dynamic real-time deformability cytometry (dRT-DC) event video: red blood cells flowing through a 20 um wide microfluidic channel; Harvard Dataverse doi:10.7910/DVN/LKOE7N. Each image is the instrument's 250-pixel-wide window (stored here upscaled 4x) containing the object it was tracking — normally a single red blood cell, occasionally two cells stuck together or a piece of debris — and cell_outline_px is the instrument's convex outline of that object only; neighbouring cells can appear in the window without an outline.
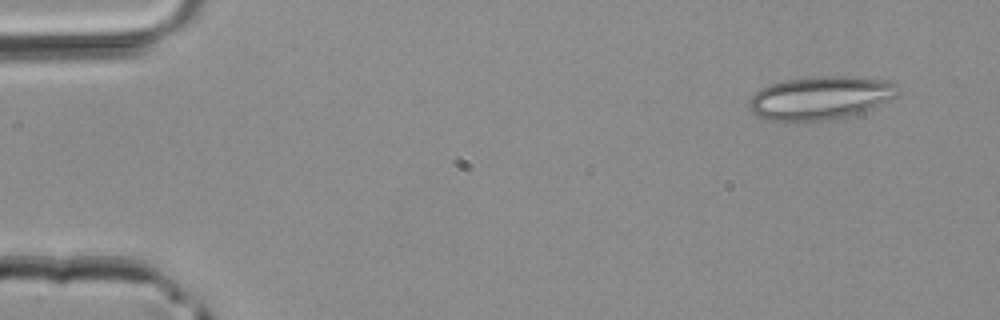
{"species": "common noctule bat (a hibernating species)", "species_latin": "Nyctalus noctula", "temperature_condition": "room temperature", "stored_images_in_passage": 4, "camera_frame_rate_fps": 3000, "um_per_image_px": 0.085, "animal": {"sex": "male", "body_mass_g": 20.4}, "frame": {"image": 1, "passage_image": 1, "time_ms": 0.0, "image_size_px": [1000, 320], "cell_outline_px": [[896, 96], [888, 100], [852, 116], [824, 120], [768, 120], [756, 116], [752, 112], [748, 104], [752, 96], [760, 88], [784, 80], [816, 76], [844, 76], [888, 80], [896, 84]], "centroid_in_image_um": [69.7, 8.31], "position_along_channel_um": 15.3, "area_um2": 37.11}}